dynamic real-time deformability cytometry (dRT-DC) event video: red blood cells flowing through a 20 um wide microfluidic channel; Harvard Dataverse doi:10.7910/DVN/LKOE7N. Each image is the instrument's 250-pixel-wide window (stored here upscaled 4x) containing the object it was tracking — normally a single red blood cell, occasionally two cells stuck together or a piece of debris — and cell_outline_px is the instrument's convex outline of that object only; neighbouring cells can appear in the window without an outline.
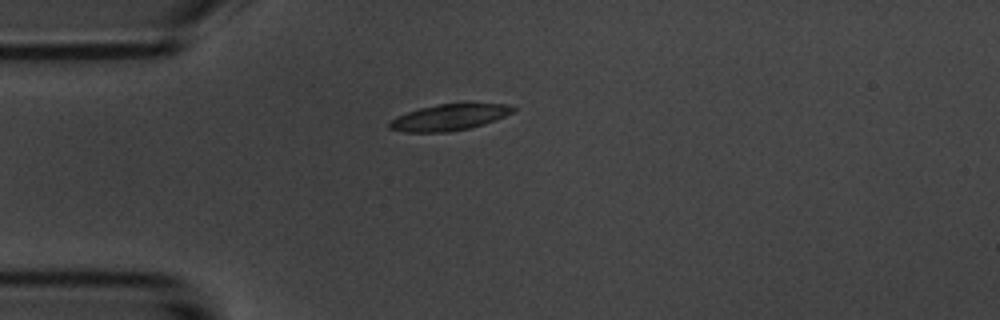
{"species": "common noctule bat (a hibernating species)", "species_latin": "Nyctalus noctula", "temperature_condition": "room temperature", "stored_images_in_passage": 12, "camera_frame_rate_fps": 3000, "um_per_image_px": 0.085, "animal": {"sex": "male", "body_mass_g": 20.1, "forearm_length_mm": 53.5}, "frame": {"image": 1, "passage_image": 1, "time_ms": 0.0, "image_size_px": [1000, 320], "cell_outline_px": [[516, 108], [512, 112], [504, 116], [484, 124], [468, 128], [448, 132], [404, 132], [388, 128], [388, 124], [396, 116], [420, 108], [436, 104], [508, 104]], "centroid_in_image_um": [38.14, 9.98], "position_along_channel_um": 46.9, "area_um2": 18.61}}
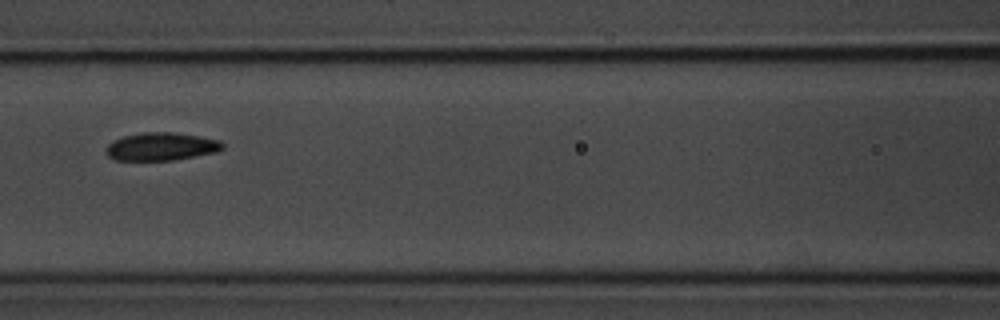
{"frame": {"image": 2, "passage_image": 4, "time_ms": 3.333, "image_size_px": [1000, 320], "cell_outline_px": [[224, 148], [216, 152], [172, 160], [116, 160], [108, 156], [104, 152], [104, 148], [112, 140], [124, 136], [144, 132], [172, 132], [200, 136], [220, 140], [224, 144]], "centroid_in_image_um": [13.68, 12.45], "position_along_channel_um": 152.9, "area_um2": 19.07}}
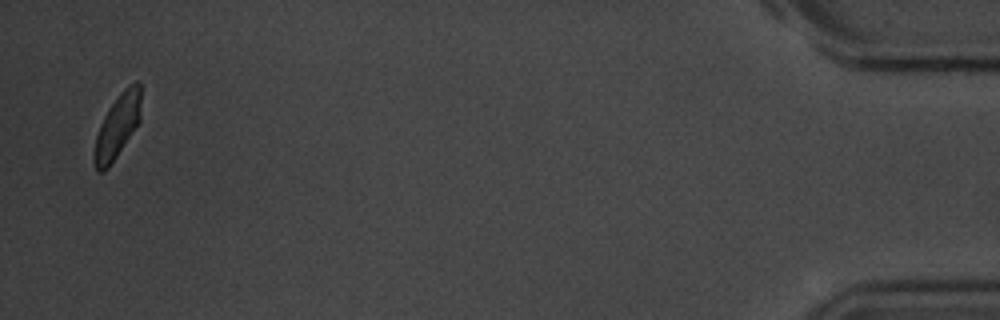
{"frame": {"image": 3, "passage_image": 12, "time_ms": 13.333, "image_size_px": [1000, 320], "cell_outline_px": [[140, 120], [108, 168], [104, 172], [96, 172], [92, 160], [92, 156], [96, 136], [100, 124], [104, 116], [120, 92], [124, 88], [136, 80], [140, 84]], "centroid_in_image_um": [9.94, 10.76], "position_along_channel_um": 425.3, "area_um2": 17.22}, "authors_computed_cell_mechanics": {"area_um2": 18.9295, "velocity_mm_per_s": 3.5996, "shape_relaxation_time_tau1_ms": 3.0531, "shape_relaxation_time_tau2_ms": null, "deformation_change_tau1": 0.0713, "deformation_change_tau2": null}}